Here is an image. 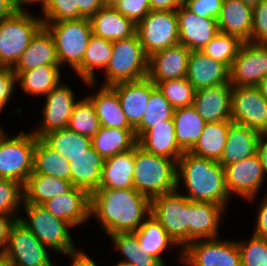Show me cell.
I'll list each match as a JSON object with an SVG mask.
<instances>
[{
    "instance_id": "6da1fadb",
    "label": "cell",
    "mask_w": 267,
    "mask_h": 266,
    "mask_svg": "<svg viewBox=\"0 0 267 266\" xmlns=\"http://www.w3.org/2000/svg\"><path fill=\"white\" fill-rule=\"evenodd\" d=\"M150 215L151 200L134 188H98L90 194V217L107 236L135 232Z\"/></svg>"
},
{
    "instance_id": "7a4b0ae2",
    "label": "cell",
    "mask_w": 267,
    "mask_h": 266,
    "mask_svg": "<svg viewBox=\"0 0 267 266\" xmlns=\"http://www.w3.org/2000/svg\"><path fill=\"white\" fill-rule=\"evenodd\" d=\"M186 188L190 201L211 202L226 208L230 194L225 183L224 167L216 161L184 152L177 161V188Z\"/></svg>"
},
{
    "instance_id": "3957f363",
    "label": "cell",
    "mask_w": 267,
    "mask_h": 266,
    "mask_svg": "<svg viewBox=\"0 0 267 266\" xmlns=\"http://www.w3.org/2000/svg\"><path fill=\"white\" fill-rule=\"evenodd\" d=\"M134 189L150 200L177 190V161L134 146Z\"/></svg>"
},
{
    "instance_id": "277c9868",
    "label": "cell",
    "mask_w": 267,
    "mask_h": 266,
    "mask_svg": "<svg viewBox=\"0 0 267 266\" xmlns=\"http://www.w3.org/2000/svg\"><path fill=\"white\" fill-rule=\"evenodd\" d=\"M40 16L31 15L20 7L0 22V67H13L43 27Z\"/></svg>"
},
{
    "instance_id": "5b68a950",
    "label": "cell",
    "mask_w": 267,
    "mask_h": 266,
    "mask_svg": "<svg viewBox=\"0 0 267 266\" xmlns=\"http://www.w3.org/2000/svg\"><path fill=\"white\" fill-rule=\"evenodd\" d=\"M104 72L106 80L103 86L147 77L148 56L136 33L131 37L113 41L112 56Z\"/></svg>"
},
{
    "instance_id": "8992f818",
    "label": "cell",
    "mask_w": 267,
    "mask_h": 266,
    "mask_svg": "<svg viewBox=\"0 0 267 266\" xmlns=\"http://www.w3.org/2000/svg\"><path fill=\"white\" fill-rule=\"evenodd\" d=\"M52 35L60 66L67 63L75 70L83 60L92 29L89 18L43 22Z\"/></svg>"
},
{
    "instance_id": "52a82bcc",
    "label": "cell",
    "mask_w": 267,
    "mask_h": 266,
    "mask_svg": "<svg viewBox=\"0 0 267 266\" xmlns=\"http://www.w3.org/2000/svg\"><path fill=\"white\" fill-rule=\"evenodd\" d=\"M8 136L4 130L0 133V178L24 186L33 171V153L38 138L32 131Z\"/></svg>"
},
{
    "instance_id": "ba28073f",
    "label": "cell",
    "mask_w": 267,
    "mask_h": 266,
    "mask_svg": "<svg viewBox=\"0 0 267 266\" xmlns=\"http://www.w3.org/2000/svg\"><path fill=\"white\" fill-rule=\"evenodd\" d=\"M26 218L20 216V221L47 248L66 255L76 251L69 228L73 226L48 212L42 205L22 203Z\"/></svg>"
},
{
    "instance_id": "9c48e42d",
    "label": "cell",
    "mask_w": 267,
    "mask_h": 266,
    "mask_svg": "<svg viewBox=\"0 0 267 266\" xmlns=\"http://www.w3.org/2000/svg\"><path fill=\"white\" fill-rule=\"evenodd\" d=\"M136 34L147 56L179 43L176 10L150 11L136 24Z\"/></svg>"
},
{
    "instance_id": "30bf717a",
    "label": "cell",
    "mask_w": 267,
    "mask_h": 266,
    "mask_svg": "<svg viewBox=\"0 0 267 266\" xmlns=\"http://www.w3.org/2000/svg\"><path fill=\"white\" fill-rule=\"evenodd\" d=\"M151 215L182 250L188 245L187 197L176 191L151 200ZM182 245V246H181Z\"/></svg>"
},
{
    "instance_id": "8fae6325",
    "label": "cell",
    "mask_w": 267,
    "mask_h": 266,
    "mask_svg": "<svg viewBox=\"0 0 267 266\" xmlns=\"http://www.w3.org/2000/svg\"><path fill=\"white\" fill-rule=\"evenodd\" d=\"M47 249L18 219L11 225L3 253L12 266H53Z\"/></svg>"
},
{
    "instance_id": "7c38bea8",
    "label": "cell",
    "mask_w": 267,
    "mask_h": 266,
    "mask_svg": "<svg viewBox=\"0 0 267 266\" xmlns=\"http://www.w3.org/2000/svg\"><path fill=\"white\" fill-rule=\"evenodd\" d=\"M231 119L267 136V100L257 86L232 87Z\"/></svg>"
},
{
    "instance_id": "4fadbf2b",
    "label": "cell",
    "mask_w": 267,
    "mask_h": 266,
    "mask_svg": "<svg viewBox=\"0 0 267 266\" xmlns=\"http://www.w3.org/2000/svg\"><path fill=\"white\" fill-rule=\"evenodd\" d=\"M182 257L192 266H241L236 240H196L182 250Z\"/></svg>"
},
{
    "instance_id": "5bb4252c",
    "label": "cell",
    "mask_w": 267,
    "mask_h": 266,
    "mask_svg": "<svg viewBox=\"0 0 267 266\" xmlns=\"http://www.w3.org/2000/svg\"><path fill=\"white\" fill-rule=\"evenodd\" d=\"M229 71L233 87L257 86L267 76V44L243 42Z\"/></svg>"
},
{
    "instance_id": "9a60e30c",
    "label": "cell",
    "mask_w": 267,
    "mask_h": 266,
    "mask_svg": "<svg viewBox=\"0 0 267 266\" xmlns=\"http://www.w3.org/2000/svg\"><path fill=\"white\" fill-rule=\"evenodd\" d=\"M225 183L229 194H237L247 201H254L266 179L258 154L224 166Z\"/></svg>"
},
{
    "instance_id": "2e32d148",
    "label": "cell",
    "mask_w": 267,
    "mask_h": 266,
    "mask_svg": "<svg viewBox=\"0 0 267 266\" xmlns=\"http://www.w3.org/2000/svg\"><path fill=\"white\" fill-rule=\"evenodd\" d=\"M61 82L57 87L47 93L43 108V120L38 130L32 131L37 138H43L46 134L66 128L72 115L75 101V93L66 84Z\"/></svg>"
},
{
    "instance_id": "e0dca14e",
    "label": "cell",
    "mask_w": 267,
    "mask_h": 266,
    "mask_svg": "<svg viewBox=\"0 0 267 266\" xmlns=\"http://www.w3.org/2000/svg\"><path fill=\"white\" fill-rule=\"evenodd\" d=\"M178 18L179 44L191 51H201L218 33V23L214 18L201 17L184 5L176 9Z\"/></svg>"
},
{
    "instance_id": "ac0fdd59",
    "label": "cell",
    "mask_w": 267,
    "mask_h": 266,
    "mask_svg": "<svg viewBox=\"0 0 267 266\" xmlns=\"http://www.w3.org/2000/svg\"><path fill=\"white\" fill-rule=\"evenodd\" d=\"M191 50L182 44H176L148 56L147 77L157 85L169 79L186 77Z\"/></svg>"
},
{
    "instance_id": "d6986e66",
    "label": "cell",
    "mask_w": 267,
    "mask_h": 266,
    "mask_svg": "<svg viewBox=\"0 0 267 266\" xmlns=\"http://www.w3.org/2000/svg\"><path fill=\"white\" fill-rule=\"evenodd\" d=\"M226 210L222 205L187 198L188 245L196 240L217 238L221 215Z\"/></svg>"
},
{
    "instance_id": "ffe728a7",
    "label": "cell",
    "mask_w": 267,
    "mask_h": 266,
    "mask_svg": "<svg viewBox=\"0 0 267 266\" xmlns=\"http://www.w3.org/2000/svg\"><path fill=\"white\" fill-rule=\"evenodd\" d=\"M232 87L227 83L196 90L192 106L207 123L232 121Z\"/></svg>"
},
{
    "instance_id": "44dd1931",
    "label": "cell",
    "mask_w": 267,
    "mask_h": 266,
    "mask_svg": "<svg viewBox=\"0 0 267 266\" xmlns=\"http://www.w3.org/2000/svg\"><path fill=\"white\" fill-rule=\"evenodd\" d=\"M111 87L117 92L122 110L129 124L135 129L141 122L151 91L156 85L146 77L115 83Z\"/></svg>"
},
{
    "instance_id": "7402d4cb",
    "label": "cell",
    "mask_w": 267,
    "mask_h": 266,
    "mask_svg": "<svg viewBox=\"0 0 267 266\" xmlns=\"http://www.w3.org/2000/svg\"><path fill=\"white\" fill-rule=\"evenodd\" d=\"M42 206L53 216L70 223L73 228L90 219V194L78 187L53 197Z\"/></svg>"
},
{
    "instance_id": "603a6c76",
    "label": "cell",
    "mask_w": 267,
    "mask_h": 266,
    "mask_svg": "<svg viewBox=\"0 0 267 266\" xmlns=\"http://www.w3.org/2000/svg\"><path fill=\"white\" fill-rule=\"evenodd\" d=\"M186 78L195 90L230 83L229 67L201 51L189 54Z\"/></svg>"
},
{
    "instance_id": "cb8c5ba5",
    "label": "cell",
    "mask_w": 267,
    "mask_h": 266,
    "mask_svg": "<svg viewBox=\"0 0 267 266\" xmlns=\"http://www.w3.org/2000/svg\"><path fill=\"white\" fill-rule=\"evenodd\" d=\"M263 138L261 133L232 121L219 163L224 167L254 156Z\"/></svg>"
},
{
    "instance_id": "d4e9b609",
    "label": "cell",
    "mask_w": 267,
    "mask_h": 266,
    "mask_svg": "<svg viewBox=\"0 0 267 266\" xmlns=\"http://www.w3.org/2000/svg\"><path fill=\"white\" fill-rule=\"evenodd\" d=\"M252 7L242 0H223L217 19L219 32L234 35L243 42H250L252 32Z\"/></svg>"
},
{
    "instance_id": "484cf974",
    "label": "cell",
    "mask_w": 267,
    "mask_h": 266,
    "mask_svg": "<svg viewBox=\"0 0 267 266\" xmlns=\"http://www.w3.org/2000/svg\"><path fill=\"white\" fill-rule=\"evenodd\" d=\"M89 20L92 34L110 41L125 39L136 33V24L113 6H103Z\"/></svg>"
},
{
    "instance_id": "4316f807",
    "label": "cell",
    "mask_w": 267,
    "mask_h": 266,
    "mask_svg": "<svg viewBox=\"0 0 267 266\" xmlns=\"http://www.w3.org/2000/svg\"><path fill=\"white\" fill-rule=\"evenodd\" d=\"M137 144L151 154L165 156L174 161H178L184 153L176 141L173 118L149 128L137 139Z\"/></svg>"
},
{
    "instance_id": "83f0119b",
    "label": "cell",
    "mask_w": 267,
    "mask_h": 266,
    "mask_svg": "<svg viewBox=\"0 0 267 266\" xmlns=\"http://www.w3.org/2000/svg\"><path fill=\"white\" fill-rule=\"evenodd\" d=\"M42 65H59L54 39L44 26L32 38L12 69L14 72H24Z\"/></svg>"
},
{
    "instance_id": "f1b7e54d",
    "label": "cell",
    "mask_w": 267,
    "mask_h": 266,
    "mask_svg": "<svg viewBox=\"0 0 267 266\" xmlns=\"http://www.w3.org/2000/svg\"><path fill=\"white\" fill-rule=\"evenodd\" d=\"M103 164L104 158L91 146L70 162L71 183L92 194L100 186Z\"/></svg>"
},
{
    "instance_id": "f546056e",
    "label": "cell",
    "mask_w": 267,
    "mask_h": 266,
    "mask_svg": "<svg viewBox=\"0 0 267 266\" xmlns=\"http://www.w3.org/2000/svg\"><path fill=\"white\" fill-rule=\"evenodd\" d=\"M134 147L104 160L99 188H134Z\"/></svg>"
},
{
    "instance_id": "4dcf8cb0",
    "label": "cell",
    "mask_w": 267,
    "mask_h": 266,
    "mask_svg": "<svg viewBox=\"0 0 267 266\" xmlns=\"http://www.w3.org/2000/svg\"><path fill=\"white\" fill-rule=\"evenodd\" d=\"M87 97L94 105L101 126L134 129L122 110L117 92L111 86L102 85L96 94Z\"/></svg>"
},
{
    "instance_id": "1f68e13d",
    "label": "cell",
    "mask_w": 267,
    "mask_h": 266,
    "mask_svg": "<svg viewBox=\"0 0 267 266\" xmlns=\"http://www.w3.org/2000/svg\"><path fill=\"white\" fill-rule=\"evenodd\" d=\"M113 41L92 34L89 38L82 63L74 70L89 87L96 83V68H106L112 56Z\"/></svg>"
},
{
    "instance_id": "d6a6232c",
    "label": "cell",
    "mask_w": 267,
    "mask_h": 266,
    "mask_svg": "<svg viewBox=\"0 0 267 266\" xmlns=\"http://www.w3.org/2000/svg\"><path fill=\"white\" fill-rule=\"evenodd\" d=\"M71 181L47 174H31L23 186V203L42 205L53 197L69 192Z\"/></svg>"
},
{
    "instance_id": "836d02e7",
    "label": "cell",
    "mask_w": 267,
    "mask_h": 266,
    "mask_svg": "<svg viewBox=\"0 0 267 266\" xmlns=\"http://www.w3.org/2000/svg\"><path fill=\"white\" fill-rule=\"evenodd\" d=\"M91 139L93 148L104 160L128 151L137 144L134 129L101 126Z\"/></svg>"
},
{
    "instance_id": "e575fe53",
    "label": "cell",
    "mask_w": 267,
    "mask_h": 266,
    "mask_svg": "<svg viewBox=\"0 0 267 266\" xmlns=\"http://www.w3.org/2000/svg\"><path fill=\"white\" fill-rule=\"evenodd\" d=\"M173 121L179 147L184 152H189L198 141L207 122L192 105L174 109Z\"/></svg>"
},
{
    "instance_id": "d590c367",
    "label": "cell",
    "mask_w": 267,
    "mask_h": 266,
    "mask_svg": "<svg viewBox=\"0 0 267 266\" xmlns=\"http://www.w3.org/2000/svg\"><path fill=\"white\" fill-rule=\"evenodd\" d=\"M60 65H42L35 69L14 72L17 83L25 92L34 96H43L61 83Z\"/></svg>"
},
{
    "instance_id": "8d00e7d4",
    "label": "cell",
    "mask_w": 267,
    "mask_h": 266,
    "mask_svg": "<svg viewBox=\"0 0 267 266\" xmlns=\"http://www.w3.org/2000/svg\"><path fill=\"white\" fill-rule=\"evenodd\" d=\"M231 122L206 123L198 141L189 152L195 156L219 162L224 151Z\"/></svg>"
},
{
    "instance_id": "74e56055",
    "label": "cell",
    "mask_w": 267,
    "mask_h": 266,
    "mask_svg": "<svg viewBox=\"0 0 267 266\" xmlns=\"http://www.w3.org/2000/svg\"><path fill=\"white\" fill-rule=\"evenodd\" d=\"M32 174H47L71 181L70 161L38 138L33 153Z\"/></svg>"
},
{
    "instance_id": "f35d334b",
    "label": "cell",
    "mask_w": 267,
    "mask_h": 266,
    "mask_svg": "<svg viewBox=\"0 0 267 266\" xmlns=\"http://www.w3.org/2000/svg\"><path fill=\"white\" fill-rule=\"evenodd\" d=\"M134 233L138 237L141 248H144L146 252L159 260L163 265H165V262L161 254L169 246L174 247L177 245L152 215L148 216Z\"/></svg>"
},
{
    "instance_id": "ab89813d",
    "label": "cell",
    "mask_w": 267,
    "mask_h": 266,
    "mask_svg": "<svg viewBox=\"0 0 267 266\" xmlns=\"http://www.w3.org/2000/svg\"><path fill=\"white\" fill-rule=\"evenodd\" d=\"M111 241L115 249L125 257L117 264L122 266H164L159 260L151 256L139 245V240L134 232L111 234Z\"/></svg>"
},
{
    "instance_id": "60d3db41",
    "label": "cell",
    "mask_w": 267,
    "mask_h": 266,
    "mask_svg": "<svg viewBox=\"0 0 267 266\" xmlns=\"http://www.w3.org/2000/svg\"><path fill=\"white\" fill-rule=\"evenodd\" d=\"M52 149L70 162L92 146V139L68 127L53 131L42 138Z\"/></svg>"
},
{
    "instance_id": "b9f144b4",
    "label": "cell",
    "mask_w": 267,
    "mask_h": 266,
    "mask_svg": "<svg viewBox=\"0 0 267 266\" xmlns=\"http://www.w3.org/2000/svg\"><path fill=\"white\" fill-rule=\"evenodd\" d=\"M174 108L156 86L150 94L147 108L140 124L134 129L138 139L149 128L173 118Z\"/></svg>"
},
{
    "instance_id": "7bdbcfd3",
    "label": "cell",
    "mask_w": 267,
    "mask_h": 266,
    "mask_svg": "<svg viewBox=\"0 0 267 266\" xmlns=\"http://www.w3.org/2000/svg\"><path fill=\"white\" fill-rule=\"evenodd\" d=\"M67 127L89 138H92L100 129L101 125L94 105L87 96L75 103Z\"/></svg>"
},
{
    "instance_id": "ee69618b",
    "label": "cell",
    "mask_w": 267,
    "mask_h": 266,
    "mask_svg": "<svg viewBox=\"0 0 267 266\" xmlns=\"http://www.w3.org/2000/svg\"><path fill=\"white\" fill-rule=\"evenodd\" d=\"M242 43L243 41L234 35L219 32L208 44L203 47L201 52L212 59L227 65L230 68L232 61L237 56Z\"/></svg>"
},
{
    "instance_id": "f6af8a7d",
    "label": "cell",
    "mask_w": 267,
    "mask_h": 266,
    "mask_svg": "<svg viewBox=\"0 0 267 266\" xmlns=\"http://www.w3.org/2000/svg\"><path fill=\"white\" fill-rule=\"evenodd\" d=\"M156 86L174 109L188 107L193 104L196 90L186 77L164 80Z\"/></svg>"
},
{
    "instance_id": "bcb514c9",
    "label": "cell",
    "mask_w": 267,
    "mask_h": 266,
    "mask_svg": "<svg viewBox=\"0 0 267 266\" xmlns=\"http://www.w3.org/2000/svg\"><path fill=\"white\" fill-rule=\"evenodd\" d=\"M23 201V185L14 180L0 178V213L18 220L20 217L16 213Z\"/></svg>"
},
{
    "instance_id": "7dc6e473",
    "label": "cell",
    "mask_w": 267,
    "mask_h": 266,
    "mask_svg": "<svg viewBox=\"0 0 267 266\" xmlns=\"http://www.w3.org/2000/svg\"><path fill=\"white\" fill-rule=\"evenodd\" d=\"M41 4L43 22L75 20V0H28L27 4Z\"/></svg>"
},
{
    "instance_id": "c3c4849f",
    "label": "cell",
    "mask_w": 267,
    "mask_h": 266,
    "mask_svg": "<svg viewBox=\"0 0 267 266\" xmlns=\"http://www.w3.org/2000/svg\"><path fill=\"white\" fill-rule=\"evenodd\" d=\"M241 266H267V238L250 236V240L237 242Z\"/></svg>"
},
{
    "instance_id": "681fc988",
    "label": "cell",
    "mask_w": 267,
    "mask_h": 266,
    "mask_svg": "<svg viewBox=\"0 0 267 266\" xmlns=\"http://www.w3.org/2000/svg\"><path fill=\"white\" fill-rule=\"evenodd\" d=\"M253 22L250 43L267 44V0L252 8Z\"/></svg>"
},
{
    "instance_id": "f907efd6",
    "label": "cell",
    "mask_w": 267,
    "mask_h": 266,
    "mask_svg": "<svg viewBox=\"0 0 267 266\" xmlns=\"http://www.w3.org/2000/svg\"><path fill=\"white\" fill-rule=\"evenodd\" d=\"M113 7L135 24L151 11L149 0H120Z\"/></svg>"
},
{
    "instance_id": "816d5d0a",
    "label": "cell",
    "mask_w": 267,
    "mask_h": 266,
    "mask_svg": "<svg viewBox=\"0 0 267 266\" xmlns=\"http://www.w3.org/2000/svg\"><path fill=\"white\" fill-rule=\"evenodd\" d=\"M223 0H188L184 6L191 12L207 18L218 19Z\"/></svg>"
},
{
    "instance_id": "f5cc1de1",
    "label": "cell",
    "mask_w": 267,
    "mask_h": 266,
    "mask_svg": "<svg viewBox=\"0 0 267 266\" xmlns=\"http://www.w3.org/2000/svg\"><path fill=\"white\" fill-rule=\"evenodd\" d=\"M17 83V75L12 67H0V113L8 105L12 99L15 84Z\"/></svg>"
},
{
    "instance_id": "db71d44e",
    "label": "cell",
    "mask_w": 267,
    "mask_h": 266,
    "mask_svg": "<svg viewBox=\"0 0 267 266\" xmlns=\"http://www.w3.org/2000/svg\"><path fill=\"white\" fill-rule=\"evenodd\" d=\"M103 6L102 0H75V20L90 18Z\"/></svg>"
},
{
    "instance_id": "11a10c76",
    "label": "cell",
    "mask_w": 267,
    "mask_h": 266,
    "mask_svg": "<svg viewBox=\"0 0 267 266\" xmlns=\"http://www.w3.org/2000/svg\"><path fill=\"white\" fill-rule=\"evenodd\" d=\"M257 211V223L253 235L267 238V193Z\"/></svg>"
},
{
    "instance_id": "9f6ffc18",
    "label": "cell",
    "mask_w": 267,
    "mask_h": 266,
    "mask_svg": "<svg viewBox=\"0 0 267 266\" xmlns=\"http://www.w3.org/2000/svg\"><path fill=\"white\" fill-rule=\"evenodd\" d=\"M15 221L13 216L0 213V253H3L7 246L9 231Z\"/></svg>"
},
{
    "instance_id": "6f0895ef",
    "label": "cell",
    "mask_w": 267,
    "mask_h": 266,
    "mask_svg": "<svg viewBox=\"0 0 267 266\" xmlns=\"http://www.w3.org/2000/svg\"><path fill=\"white\" fill-rule=\"evenodd\" d=\"M23 4L27 5L26 0H0V22L11 16Z\"/></svg>"
},
{
    "instance_id": "680465c9",
    "label": "cell",
    "mask_w": 267,
    "mask_h": 266,
    "mask_svg": "<svg viewBox=\"0 0 267 266\" xmlns=\"http://www.w3.org/2000/svg\"><path fill=\"white\" fill-rule=\"evenodd\" d=\"M69 258H72L71 266H97L96 263L85 252L74 251L66 254Z\"/></svg>"
},
{
    "instance_id": "91938a15",
    "label": "cell",
    "mask_w": 267,
    "mask_h": 266,
    "mask_svg": "<svg viewBox=\"0 0 267 266\" xmlns=\"http://www.w3.org/2000/svg\"><path fill=\"white\" fill-rule=\"evenodd\" d=\"M151 11H171L176 10L180 4L177 0H149Z\"/></svg>"
},
{
    "instance_id": "94428289",
    "label": "cell",
    "mask_w": 267,
    "mask_h": 266,
    "mask_svg": "<svg viewBox=\"0 0 267 266\" xmlns=\"http://www.w3.org/2000/svg\"><path fill=\"white\" fill-rule=\"evenodd\" d=\"M257 154L263 165L264 172L267 174V136H265L257 147Z\"/></svg>"
},
{
    "instance_id": "6125c7cd",
    "label": "cell",
    "mask_w": 267,
    "mask_h": 266,
    "mask_svg": "<svg viewBox=\"0 0 267 266\" xmlns=\"http://www.w3.org/2000/svg\"><path fill=\"white\" fill-rule=\"evenodd\" d=\"M262 96L267 100V76L257 85Z\"/></svg>"
},
{
    "instance_id": "be15d7a7",
    "label": "cell",
    "mask_w": 267,
    "mask_h": 266,
    "mask_svg": "<svg viewBox=\"0 0 267 266\" xmlns=\"http://www.w3.org/2000/svg\"><path fill=\"white\" fill-rule=\"evenodd\" d=\"M0 266H12L4 253H0Z\"/></svg>"
},
{
    "instance_id": "e7e4bbea",
    "label": "cell",
    "mask_w": 267,
    "mask_h": 266,
    "mask_svg": "<svg viewBox=\"0 0 267 266\" xmlns=\"http://www.w3.org/2000/svg\"><path fill=\"white\" fill-rule=\"evenodd\" d=\"M120 0H102L104 6H114L116 5Z\"/></svg>"
},
{
    "instance_id": "03108f58",
    "label": "cell",
    "mask_w": 267,
    "mask_h": 266,
    "mask_svg": "<svg viewBox=\"0 0 267 266\" xmlns=\"http://www.w3.org/2000/svg\"><path fill=\"white\" fill-rule=\"evenodd\" d=\"M246 5H249L250 7L256 6L261 0H242Z\"/></svg>"
},
{
    "instance_id": "003e7915",
    "label": "cell",
    "mask_w": 267,
    "mask_h": 266,
    "mask_svg": "<svg viewBox=\"0 0 267 266\" xmlns=\"http://www.w3.org/2000/svg\"><path fill=\"white\" fill-rule=\"evenodd\" d=\"M179 260H180V263L182 262L183 264H185V266L187 265V266H192L191 264H189V262H187L183 257H182V249H181V251H180V258H179ZM164 266H166V265H164Z\"/></svg>"
},
{
    "instance_id": "a7ac6f4b",
    "label": "cell",
    "mask_w": 267,
    "mask_h": 266,
    "mask_svg": "<svg viewBox=\"0 0 267 266\" xmlns=\"http://www.w3.org/2000/svg\"><path fill=\"white\" fill-rule=\"evenodd\" d=\"M188 0H177L180 5H184Z\"/></svg>"
}]
</instances>
